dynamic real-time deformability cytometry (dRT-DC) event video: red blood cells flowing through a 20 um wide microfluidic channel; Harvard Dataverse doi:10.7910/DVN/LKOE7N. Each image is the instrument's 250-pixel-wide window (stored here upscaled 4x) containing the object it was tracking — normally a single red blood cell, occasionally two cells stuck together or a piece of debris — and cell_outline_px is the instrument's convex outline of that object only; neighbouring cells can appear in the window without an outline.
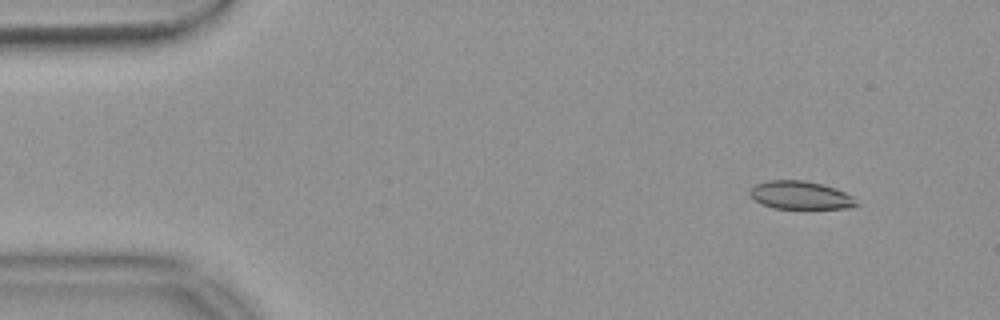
{"species": "common noctule bat (a hibernating species)", "species_latin": "Nyctalus noctula", "temperature_condition": "warm", "stored_images_in_passage": 54, "camera_frame_rate_fps": 3000, "um_per_image_px": 0.085, "animal": {"sex": "female", "body_mass_g": 18.4}, "frame": {"image": 1, "passage_image": 5, "time_ms": 1.333, "image_size_px": [1000, 320], "cell_outline_px": [[860, 204], [848, 208], [772, 208], [760, 204], [752, 200], [748, 192], [756, 184], [768, 180], [804, 180], [836, 188], [852, 196]], "centroid_in_image_um": [67.99, 16.59], "position_along_channel_um": 17.0, "area_um2": 17.51}}
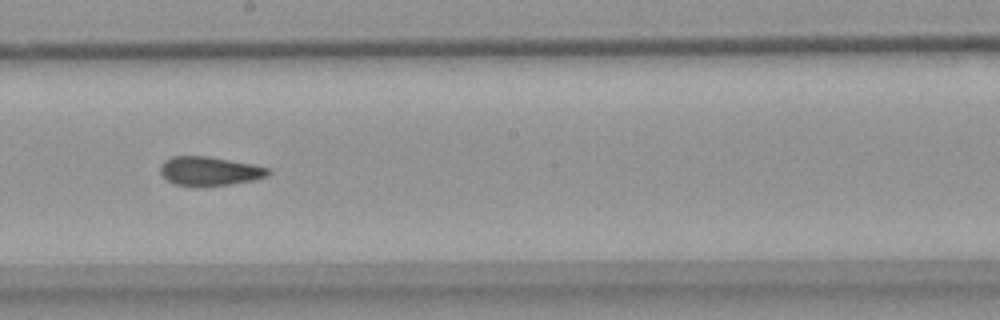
{"frame": {"image": 2, "passage_image": 30, "time_ms": 9.667, "image_size_px": [1000, 320], "cell_outline_px": [[272, 172], [264, 176], [252, 180], [228, 184], [176, 184], [168, 180], [160, 172], [160, 164], [164, 160], [172, 156], [208, 156], [252, 164], [268, 168]], "centroid_in_image_um": [17.79, 14.5], "position_along_channel_um": 230.4, "area_um2": 17.51}}
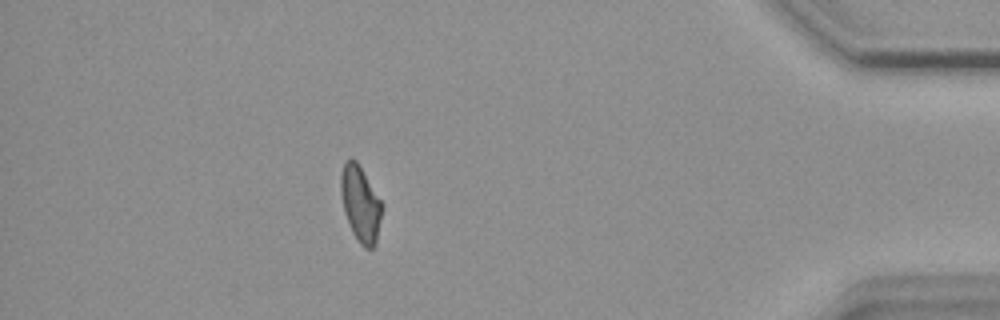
{"frame": {"image": 3, "passage_image": 48, "time_ms": 15.667, "image_size_px": [1000, 320], "cell_outline_px": [[380, 220], [376, 244], [372, 248], [364, 248], [360, 244], [352, 232], [344, 212], [340, 192], [340, 176], [344, 160], [356, 160], [380, 200]], "centroid_in_image_um": [30.59, 17.34], "position_along_channel_um": 404.6, "area_um2": 17.74}, "authors_computed_cell_mechanics": {"area_um2": 18.4382, "velocity_mm_per_s": 3.7016, "shape_relaxation_time_tau1_ms": null, "shape_relaxation_time_tau2_ms": 2.0835, "deformation_change_tau1": null, "deformation_change_tau2": 0.0911}}